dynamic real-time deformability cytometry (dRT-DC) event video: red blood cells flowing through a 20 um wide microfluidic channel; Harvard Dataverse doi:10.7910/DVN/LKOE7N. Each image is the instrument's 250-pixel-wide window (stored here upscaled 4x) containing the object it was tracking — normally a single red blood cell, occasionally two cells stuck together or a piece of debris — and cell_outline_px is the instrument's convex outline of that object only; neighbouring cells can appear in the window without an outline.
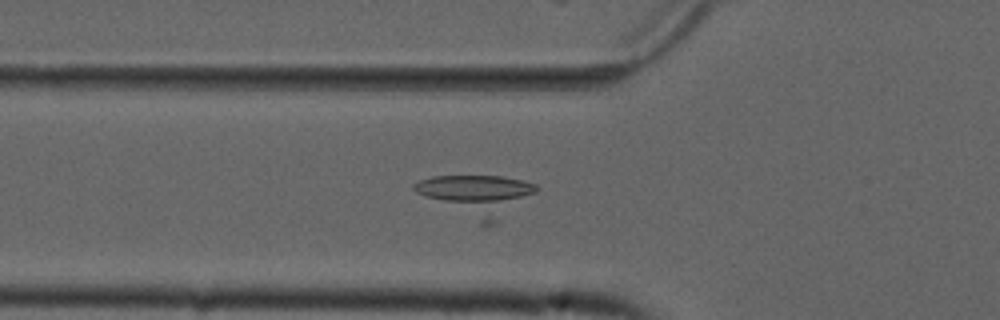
{"species": "common noctule bat (a hibernating species)", "species_latin": "Nyctalus noctula", "temperature_condition": "cold", "stored_images_in_passage": 32, "camera_frame_rate_fps": 3000, "um_per_image_px": 0.085, "animal": {"sex": "male", "forearm_length_mm": 52.5}, "frame": {"image": 1, "passage_image": 19, "time_ms": 6.0, "image_size_px": [1000, 320], "cell_outline_px": [[540, 188], [536, 192], [496, 224], [480, 224], [416, 192], [412, 188], [412, 184], [420, 180], [432, 176], [500, 176], [524, 180], [536, 184]], "centroid_in_image_um": [40.58, 16.59], "position_along_channel_um": 85.2, "area_um2": 28.73}}
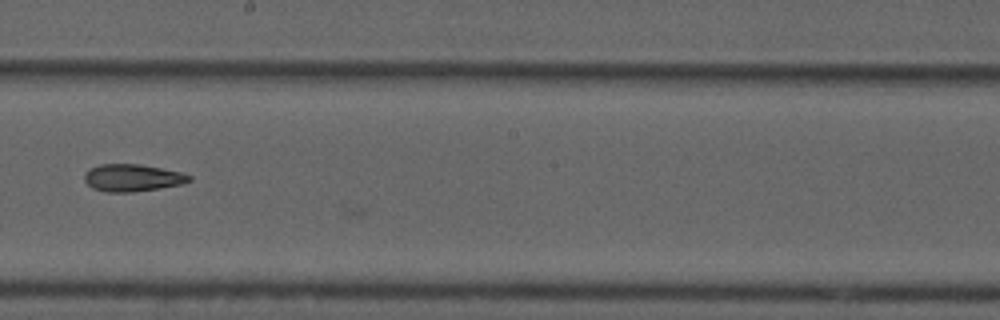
{"frame": {"image": 2, "passage_image": 31, "time_ms": 10.0, "image_size_px": [1000, 320], "cell_outline_px": [[192, 180], [184, 184], [160, 188], [132, 192], [104, 192], [92, 188], [84, 180], [84, 172], [100, 164], [140, 164], [180, 172], [192, 176]], "centroid_in_image_um": [11.26, 15.12], "position_along_channel_um": 236.9, "area_um2": 16.7}}